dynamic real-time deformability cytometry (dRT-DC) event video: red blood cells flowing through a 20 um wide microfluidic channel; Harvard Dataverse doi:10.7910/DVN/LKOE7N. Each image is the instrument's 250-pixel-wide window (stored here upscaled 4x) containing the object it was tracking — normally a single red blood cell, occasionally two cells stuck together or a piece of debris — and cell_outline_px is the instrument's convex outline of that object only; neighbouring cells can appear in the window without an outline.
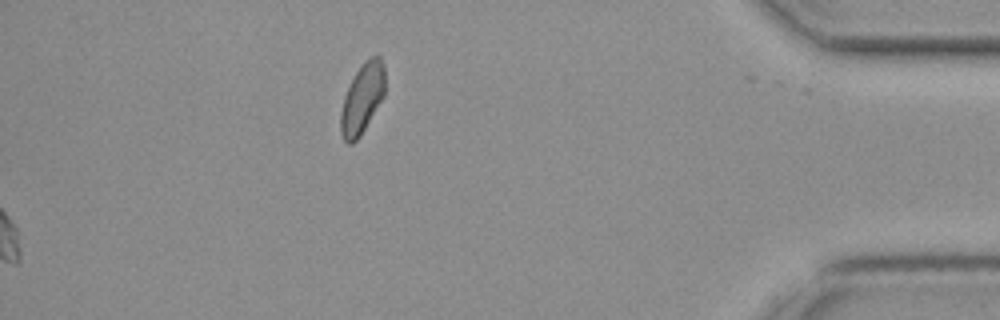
{"species": "common noctule bat (a hibernating species)", "species_latin": "Nyctalus noctula", "temperature_condition": "cold", "stored_images_in_passage": 48, "camera_frame_rate_fps": 3000, "um_per_image_px": 0.085, "animal": {"sex": "female", "body_mass_g": 19.3, "forearm_length_mm": 54.1}, "frame": {"image": 1, "passage_image": 48, "time_ms": 15.667, "image_size_px": [1000, 320], "cell_outline_px": [[384, 96], [360, 136], [352, 144], [348, 144], [344, 140], [340, 132], [340, 112], [344, 96], [356, 72], [364, 60], [368, 56], [376, 52], [380, 56], [384, 68]], "centroid_in_image_um": [30.79, 8.34], "position_along_channel_um": 404.4, "area_um2": 18.15}}